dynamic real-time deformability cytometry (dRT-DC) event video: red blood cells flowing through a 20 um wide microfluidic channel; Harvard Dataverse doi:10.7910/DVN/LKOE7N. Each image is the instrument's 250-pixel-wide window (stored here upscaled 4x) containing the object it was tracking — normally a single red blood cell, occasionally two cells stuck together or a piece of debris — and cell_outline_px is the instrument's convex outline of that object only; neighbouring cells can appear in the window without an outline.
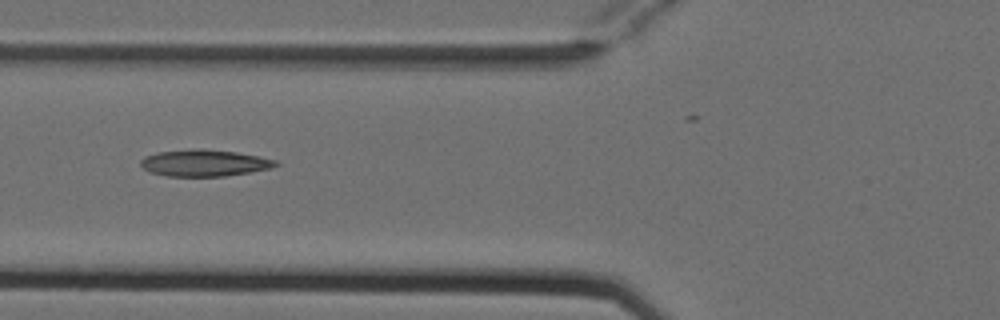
{"species": "Egyptian fruit bat (a non-hibernating species)", "species_latin": "Rousettus aegyptiacus", "temperature_condition": "cold", "stored_images_in_passage": 8, "camera_frame_rate_fps": 3000, "um_per_image_px": 0.085, "animal": {"sex": "female"}, "frame": {"image": 1, "passage_image": 6, "time_ms": 1.667, "image_size_px": [1000, 320], "cell_outline_px": [[280, 164], [272, 168], [224, 176], [168, 176], [148, 172], [140, 164], [140, 160], [144, 156], [156, 152], [192, 148], [236, 152], [260, 156], [276, 160]], "centroid_in_image_um": [17.34, 13.84], "position_along_channel_um": 108.5, "area_um2": 21.04}}
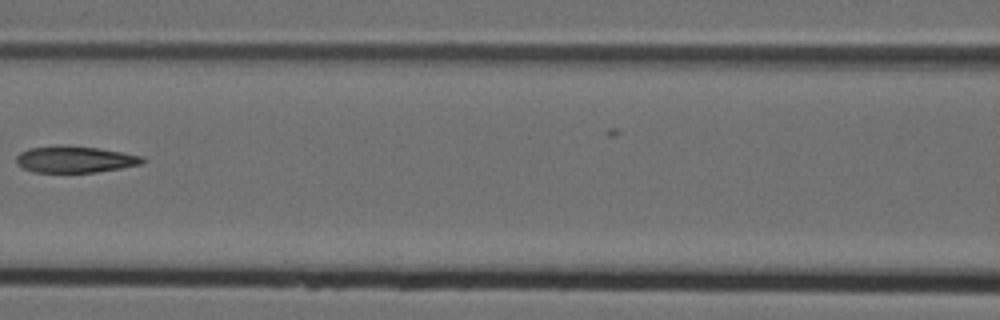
{"frame": {"image": 2, "passage_image": 7, "time_ms": 2.0, "image_size_px": [1000, 320], "cell_outline_px": [[148, 160], [144, 164], [96, 172], [32, 172], [16, 164], [16, 156], [20, 152], [28, 148], [100, 148], [144, 156]], "centroid_in_image_um": [6.45, 13.59], "position_along_channel_um": 160.1, "area_um2": 18.9}}
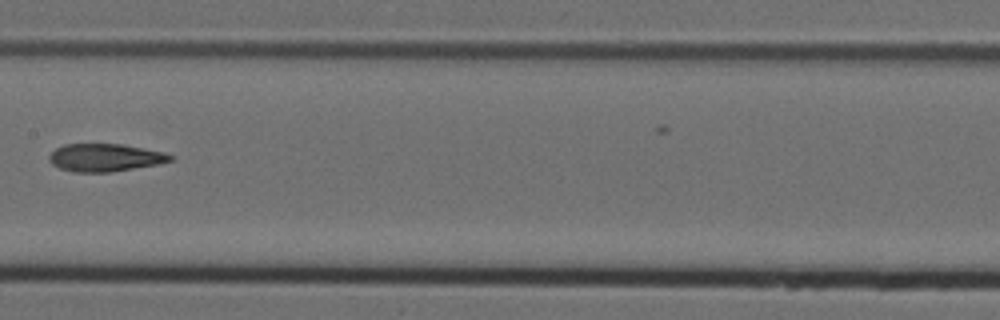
{"frame": {"image": 3, "passage_image": 8, "time_ms": 2.333, "image_size_px": [1000, 320], "cell_outline_px": [[176, 156], [172, 160], [160, 164], [108, 172], [72, 172], [60, 168], [52, 164], [48, 160], [48, 156], [56, 148], [64, 144], [124, 144], [164, 152]], "centroid_in_image_um": [8.94, 13.39], "position_along_channel_um": 198.5, "area_um2": 19.71}}